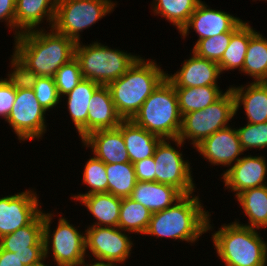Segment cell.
Here are the masks:
<instances>
[{
    "mask_svg": "<svg viewBox=\"0 0 267 266\" xmlns=\"http://www.w3.org/2000/svg\"><path fill=\"white\" fill-rule=\"evenodd\" d=\"M48 31L42 27L14 37L13 52L41 77H53L62 65L75 57L73 39L53 28Z\"/></svg>",
    "mask_w": 267,
    "mask_h": 266,
    "instance_id": "1",
    "label": "cell"
},
{
    "mask_svg": "<svg viewBox=\"0 0 267 266\" xmlns=\"http://www.w3.org/2000/svg\"><path fill=\"white\" fill-rule=\"evenodd\" d=\"M199 195H183L170 207L152 214L145 236L172 238L195 243L202 234L212 231L210 215Z\"/></svg>",
    "mask_w": 267,
    "mask_h": 266,
    "instance_id": "2",
    "label": "cell"
},
{
    "mask_svg": "<svg viewBox=\"0 0 267 266\" xmlns=\"http://www.w3.org/2000/svg\"><path fill=\"white\" fill-rule=\"evenodd\" d=\"M166 75L155 60L139 57L120 78L107 85L118 115L131 120Z\"/></svg>",
    "mask_w": 267,
    "mask_h": 266,
    "instance_id": "3",
    "label": "cell"
},
{
    "mask_svg": "<svg viewBox=\"0 0 267 266\" xmlns=\"http://www.w3.org/2000/svg\"><path fill=\"white\" fill-rule=\"evenodd\" d=\"M212 233L216 254L225 266H266L267 242L257 229L237 222L221 225Z\"/></svg>",
    "mask_w": 267,
    "mask_h": 266,
    "instance_id": "4",
    "label": "cell"
},
{
    "mask_svg": "<svg viewBox=\"0 0 267 266\" xmlns=\"http://www.w3.org/2000/svg\"><path fill=\"white\" fill-rule=\"evenodd\" d=\"M131 120L162 139L178 138L182 115L173 84L165 78Z\"/></svg>",
    "mask_w": 267,
    "mask_h": 266,
    "instance_id": "5",
    "label": "cell"
},
{
    "mask_svg": "<svg viewBox=\"0 0 267 266\" xmlns=\"http://www.w3.org/2000/svg\"><path fill=\"white\" fill-rule=\"evenodd\" d=\"M139 57L97 41L88 45L76 42L75 45V58L79 61L83 79L100 85H108L120 78Z\"/></svg>",
    "mask_w": 267,
    "mask_h": 266,
    "instance_id": "6",
    "label": "cell"
},
{
    "mask_svg": "<svg viewBox=\"0 0 267 266\" xmlns=\"http://www.w3.org/2000/svg\"><path fill=\"white\" fill-rule=\"evenodd\" d=\"M235 115L234 95L231 89L228 88L210 106L200 111H192L183 115L178 138L174 139L173 143L177 148H180L189 139L194 148L216 131L229 126V121L231 122Z\"/></svg>",
    "mask_w": 267,
    "mask_h": 266,
    "instance_id": "7",
    "label": "cell"
},
{
    "mask_svg": "<svg viewBox=\"0 0 267 266\" xmlns=\"http://www.w3.org/2000/svg\"><path fill=\"white\" fill-rule=\"evenodd\" d=\"M53 217L52 212L46 213L43 211L44 256L48 258L52 251L51 256H53V260L57 266H80L85 264V257H87L85 233L79 232L61 214L57 227L52 232L50 226Z\"/></svg>",
    "mask_w": 267,
    "mask_h": 266,
    "instance_id": "8",
    "label": "cell"
},
{
    "mask_svg": "<svg viewBox=\"0 0 267 266\" xmlns=\"http://www.w3.org/2000/svg\"><path fill=\"white\" fill-rule=\"evenodd\" d=\"M112 0H58L52 28L81 42V32L114 11Z\"/></svg>",
    "mask_w": 267,
    "mask_h": 266,
    "instance_id": "9",
    "label": "cell"
},
{
    "mask_svg": "<svg viewBox=\"0 0 267 266\" xmlns=\"http://www.w3.org/2000/svg\"><path fill=\"white\" fill-rule=\"evenodd\" d=\"M119 227L88 226L85 229V250L90 251L94 264H124L131 255V237ZM127 234V235H126ZM89 249V250H88ZM124 262V263H123Z\"/></svg>",
    "mask_w": 267,
    "mask_h": 266,
    "instance_id": "10",
    "label": "cell"
},
{
    "mask_svg": "<svg viewBox=\"0 0 267 266\" xmlns=\"http://www.w3.org/2000/svg\"><path fill=\"white\" fill-rule=\"evenodd\" d=\"M174 139H162L153 155L155 162V182L178 189L183 195L195 192L191 167L180 150L171 145Z\"/></svg>",
    "mask_w": 267,
    "mask_h": 266,
    "instance_id": "11",
    "label": "cell"
},
{
    "mask_svg": "<svg viewBox=\"0 0 267 266\" xmlns=\"http://www.w3.org/2000/svg\"><path fill=\"white\" fill-rule=\"evenodd\" d=\"M45 114L46 110L38 102L33 89L16 90L15 102L6 122L20 143L39 140L47 130Z\"/></svg>",
    "mask_w": 267,
    "mask_h": 266,
    "instance_id": "12",
    "label": "cell"
},
{
    "mask_svg": "<svg viewBox=\"0 0 267 266\" xmlns=\"http://www.w3.org/2000/svg\"><path fill=\"white\" fill-rule=\"evenodd\" d=\"M3 250L15 253L24 264L30 266L44 256L43 210L26 226L0 238Z\"/></svg>",
    "mask_w": 267,
    "mask_h": 266,
    "instance_id": "13",
    "label": "cell"
},
{
    "mask_svg": "<svg viewBox=\"0 0 267 266\" xmlns=\"http://www.w3.org/2000/svg\"><path fill=\"white\" fill-rule=\"evenodd\" d=\"M38 198L32 189L0 197V238L28 225L42 211Z\"/></svg>",
    "mask_w": 267,
    "mask_h": 266,
    "instance_id": "14",
    "label": "cell"
},
{
    "mask_svg": "<svg viewBox=\"0 0 267 266\" xmlns=\"http://www.w3.org/2000/svg\"><path fill=\"white\" fill-rule=\"evenodd\" d=\"M244 21L230 13L215 10L201 1L188 23L180 31L181 38L185 39L193 29L198 34V40L214 37L225 32H234ZM190 28V29H189Z\"/></svg>",
    "mask_w": 267,
    "mask_h": 266,
    "instance_id": "15",
    "label": "cell"
},
{
    "mask_svg": "<svg viewBox=\"0 0 267 266\" xmlns=\"http://www.w3.org/2000/svg\"><path fill=\"white\" fill-rule=\"evenodd\" d=\"M196 150L208 160L211 165L231 167L243 154L236 128L229 126L216 131L202 140Z\"/></svg>",
    "mask_w": 267,
    "mask_h": 266,
    "instance_id": "16",
    "label": "cell"
},
{
    "mask_svg": "<svg viewBox=\"0 0 267 266\" xmlns=\"http://www.w3.org/2000/svg\"><path fill=\"white\" fill-rule=\"evenodd\" d=\"M267 160L263 156H240V159L221 174L224 186L235 196L244 190L267 185Z\"/></svg>",
    "mask_w": 267,
    "mask_h": 266,
    "instance_id": "17",
    "label": "cell"
},
{
    "mask_svg": "<svg viewBox=\"0 0 267 266\" xmlns=\"http://www.w3.org/2000/svg\"><path fill=\"white\" fill-rule=\"evenodd\" d=\"M222 74L218 63L198 57L193 51L189 59L184 60L181 69L166 78L174 87L218 86L217 79Z\"/></svg>",
    "mask_w": 267,
    "mask_h": 266,
    "instance_id": "18",
    "label": "cell"
},
{
    "mask_svg": "<svg viewBox=\"0 0 267 266\" xmlns=\"http://www.w3.org/2000/svg\"><path fill=\"white\" fill-rule=\"evenodd\" d=\"M81 142L84 147H91L93 155L105 164L130 162L122 136V121L117 128L94 131Z\"/></svg>",
    "mask_w": 267,
    "mask_h": 266,
    "instance_id": "19",
    "label": "cell"
},
{
    "mask_svg": "<svg viewBox=\"0 0 267 266\" xmlns=\"http://www.w3.org/2000/svg\"><path fill=\"white\" fill-rule=\"evenodd\" d=\"M58 0H16L15 36L39 29L43 20L52 28ZM38 27V28H37Z\"/></svg>",
    "mask_w": 267,
    "mask_h": 266,
    "instance_id": "20",
    "label": "cell"
},
{
    "mask_svg": "<svg viewBox=\"0 0 267 266\" xmlns=\"http://www.w3.org/2000/svg\"><path fill=\"white\" fill-rule=\"evenodd\" d=\"M229 88L235 99V114L243 105L247 123L267 122V82H252L246 86Z\"/></svg>",
    "mask_w": 267,
    "mask_h": 266,
    "instance_id": "21",
    "label": "cell"
},
{
    "mask_svg": "<svg viewBox=\"0 0 267 266\" xmlns=\"http://www.w3.org/2000/svg\"><path fill=\"white\" fill-rule=\"evenodd\" d=\"M123 119L118 115L107 85L93 93L87 115V135L97 130L115 129Z\"/></svg>",
    "mask_w": 267,
    "mask_h": 266,
    "instance_id": "22",
    "label": "cell"
},
{
    "mask_svg": "<svg viewBox=\"0 0 267 266\" xmlns=\"http://www.w3.org/2000/svg\"><path fill=\"white\" fill-rule=\"evenodd\" d=\"M182 196L183 194L173 186L159 182L137 181L129 198L156 213L170 207Z\"/></svg>",
    "mask_w": 267,
    "mask_h": 266,
    "instance_id": "23",
    "label": "cell"
},
{
    "mask_svg": "<svg viewBox=\"0 0 267 266\" xmlns=\"http://www.w3.org/2000/svg\"><path fill=\"white\" fill-rule=\"evenodd\" d=\"M122 136L132 164L152 157L157 145L162 140L132 120H122Z\"/></svg>",
    "mask_w": 267,
    "mask_h": 266,
    "instance_id": "24",
    "label": "cell"
},
{
    "mask_svg": "<svg viewBox=\"0 0 267 266\" xmlns=\"http://www.w3.org/2000/svg\"><path fill=\"white\" fill-rule=\"evenodd\" d=\"M100 84L89 79H83L71 92L65 95L67 97V108L77 129L78 136L83 140L87 136V115L89 103L95 90Z\"/></svg>",
    "mask_w": 267,
    "mask_h": 266,
    "instance_id": "25",
    "label": "cell"
},
{
    "mask_svg": "<svg viewBox=\"0 0 267 266\" xmlns=\"http://www.w3.org/2000/svg\"><path fill=\"white\" fill-rule=\"evenodd\" d=\"M78 201L96 219L91 226L118 227L122 198L102 192L82 196Z\"/></svg>",
    "mask_w": 267,
    "mask_h": 266,
    "instance_id": "26",
    "label": "cell"
},
{
    "mask_svg": "<svg viewBox=\"0 0 267 266\" xmlns=\"http://www.w3.org/2000/svg\"><path fill=\"white\" fill-rule=\"evenodd\" d=\"M243 213L248 216V223L243 224L235 219L240 225L253 229L267 228V185L250 188L236 196Z\"/></svg>",
    "mask_w": 267,
    "mask_h": 266,
    "instance_id": "27",
    "label": "cell"
},
{
    "mask_svg": "<svg viewBox=\"0 0 267 266\" xmlns=\"http://www.w3.org/2000/svg\"><path fill=\"white\" fill-rule=\"evenodd\" d=\"M256 32L244 21L233 33L221 61L218 63L221 72L239 69L242 72L250 37Z\"/></svg>",
    "mask_w": 267,
    "mask_h": 266,
    "instance_id": "28",
    "label": "cell"
},
{
    "mask_svg": "<svg viewBox=\"0 0 267 266\" xmlns=\"http://www.w3.org/2000/svg\"><path fill=\"white\" fill-rule=\"evenodd\" d=\"M219 88V86L175 87L181 115L210 106L224 94Z\"/></svg>",
    "mask_w": 267,
    "mask_h": 266,
    "instance_id": "29",
    "label": "cell"
},
{
    "mask_svg": "<svg viewBox=\"0 0 267 266\" xmlns=\"http://www.w3.org/2000/svg\"><path fill=\"white\" fill-rule=\"evenodd\" d=\"M253 82H267V38L255 32L249 40L242 72Z\"/></svg>",
    "mask_w": 267,
    "mask_h": 266,
    "instance_id": "30",
    "label": "cell"
},
{
    "mask_svg": "<svg viewBox=\"0 0 267 266\" xmlns=\"http://www.w3.org/2000/svg\"><path fill=\"white\" fill-rule=\"evenodd\" d=\"M154 1V2H153ZM152 10L154 15L165 18L180 32L188 23L190 16L195 11L201 0H153Z\"/></svg>",
    "mask_w": 267,
    "mask_h": 266,
    "instance_id": "31",
    "label": "cell"
},
{
    "mask_svg": "<svg viewBox=\"0 0 267 266\" xmlns=\"http://www.w3.org/2000/svg\"><path fill=\"white\" fill-rule=\"evenodd\" d=\"M152 212L131 198H122L118 227L127 233L145 234Z\"/></svg>",
    "mask_w": 267,
    "mask_h": 266,
    "instance_id": "32",
    "label": "cell"
},
{
    "mask_svg": "<svg viewBox=\"0 0 267 266\" xmlns=\"http://www.w3.org/2000/svg\"><path fill=\"white\" fill-rule=\"evenodd\" d=\"M106 174L108 193L119 198L130 197L137 182L134 165L131 162L106 164Z\"/></svg>",
    "mask_w": 267,
    "mask_h": 266,
    "instance_id": "33",
    "label": "cell"
},
{
    "mask_svg": "<svg viewBox=\"0 0 267 266\" xmlns=\"http://www.w3.org/2000/svg\"><path fill=\"white\" fill-rule=\"evenodd\" d=\"M83 184L90 189L85 194L79 193L72 196V200L78 201L82 196L93 194V193H102L108 192V177L106 174V164L97 159L95 156L88 159L84 166L83 171Z\"/></svg>",
    "mask_w": 267,
    "mask_h": 266,
    "instance_id": "34",
    "label": "cell"
},
{
    "mask_svg": "<svg viewBox=\"0 0 267 266\" xmlns=\"http://www.w3.org/2000/svg\"><path fill=\"white\" fill-rule=\"evenodd\" d=\"M233 32H225L214 37L201 39L193 46L192 51L201 58L219 63L227 49Z\"/></svg>",
    "mask_w": 267,
    "mask_h": 266,
    "instance_id": "35",
    "label": "cell"
},
{
    "mask_svg": "<svg viewBox=\"0 0 267 266\" xmlns=\"http://www.w3.org/2000/svg\"><path fill=\"white\" fill-rule=\"evenodd\" d=\"M11 70L4 80L16 90L33 89L38 75L30 69L14 52L11 55Z\"/></svg>",
    "mask_w": 267,
    "mask_h": 266,
    "instance_id": "36",
    "label": "cell"
},
{
    "mask_svg": "<svg viewBox=\"0 0 267 266\" xmlns=\"http://www.w3.org/2000/svg\"><path fill=\"white\" fill-rule=\"evenodd\" d=\"M53 78L59 96L64 97L83 80L79 61L74 57L68 63L62 65Z\"/></svg>",
    "mask_w": 267,
    "mask_h": 266,
    "instance_id": "37",
    "label": "cell"
},
{
    "mask_svg": "<svg viewBox=\"0 0 267 266\" xmlns=\"http://www.w3.org/2000/svg\"><path fill=\"white\" fill-rule=\"evenodd\" d=\"M240 145L245 152L249 149L267 148V122L264 123H246L245 126L236 127Z\"/></svg>",
    "mask_w": 267,
    "mask_h": 266,
    "instance_id": "38",
    "label": "cell"
},
{
    "mask_svg": "<svg viewBox=\"0 0 267 266\" xmlns=\"http://www.w3.org/2000/svg\"><path fill=\"white\" fill-rule=\"evenodd\" d=\"M33 91L38 102L46 111L56 107L62 100L53 77L39 76L33 87Z\"/></svg>",
    "mask_w": 267,
    "mask_h": 266,
    "instance_id": "39",
    "label": "cell"
},
{
    "mask_svg": "<svg viewBox=\"0 0 267 266\" xmlns=\"http://www.w3.org/2000/svg\"><path fill=\"white\" fill-rule=\"evenodd\" d=\"M16 97V89H14L3 78L0 79V117L6 121L10 115Z\"/></svg>",
    "mask_w": 267,
    "mask_h": 266,
    "instance_id": "40",
    "label": "cell"
},
{
    "mask_svg": "<svg viewBox=\"0 0 267 266\" xmlns=\"http://www.w3.org/2000/svg\"><path fill=\"white\" fill-rule=\"evenodd\" d=\"M137 181L155 182V162L154 157H149L133 163Z\"/></svg>",
    "mask_w": 267,
    "mask_h": 266,
    "instance_id": "41",
    "label": "cell"
},
{
    "mask_svg": "<svg viewBox=\"0 0 267 266\" xmlns=\"http://www.w3.org/2000/svg\"><path fill=\"white\" fill-rule=\"evenodd\" d=\"M15 4L16 0H0V22L3 20L5 24L14 30L15 35Z\"/></svg>",
    "mask_w": 267,
    "mask_h": 266,
    "instance_id": "42",
    "label": "cell"
},
{
    "mask_svg": "<svg viewBox=\"0 0 267 266\" xmlns=\"http://www.w3.org/2000/svg\"><path fill=\"white\" fill-rule=\"evenodd\" d=\"M0 266H24V264L15 253L0 247Z\"/></svg>",
    "mask_w": 267,
    "mask_h": 266,
    "instance_id": "43",
    "label": "cell"
},
{
    "mask_svg": "<svg viewBox=\"0 0 267 266\" xmlns=\"http://www.w3.org/2000/svg\"><path fill=\"white\" fill-rule=\"evenodd\" d=\"M46 257H44L41 261L35 263V264H31L30 266H49L48 264L45 263L46 261Z\"/></svg>",
    "mask_w": 267,
    "mask_h": 266,
    "instance_id": "44",
    "label": "cell"
},
{
    "mask_svg": "<svg viewBox=\"0 0 267 266\" xmlns=\"http://www.w3.org/2000/svg\"><path fill=\"white\" fill-rule=\"evenodd\" d=\"M80 266H99V264H94V263H92V262H90V263L88 264V261H87V263L82 264V265H80Z\"/></svg>",
    "mask_w": 267,
    "mask_h": 266,
    "instance_id": "45",
    "label": "cell"
},
{
    "mask_svg": "<svg viewBox=\"0 0 267 266\" xmlns=\"http://www.w3.org/2000/svg\"><path fill=\"white\" fill-rule=\"evenodd\" d=\"M99 266H118V265H100Z\"/></svg>",
    "mask_w": 267,
    "mask_h": 266,
    "instance_id": "46",
    "label": "cell"
}]
</instances>
